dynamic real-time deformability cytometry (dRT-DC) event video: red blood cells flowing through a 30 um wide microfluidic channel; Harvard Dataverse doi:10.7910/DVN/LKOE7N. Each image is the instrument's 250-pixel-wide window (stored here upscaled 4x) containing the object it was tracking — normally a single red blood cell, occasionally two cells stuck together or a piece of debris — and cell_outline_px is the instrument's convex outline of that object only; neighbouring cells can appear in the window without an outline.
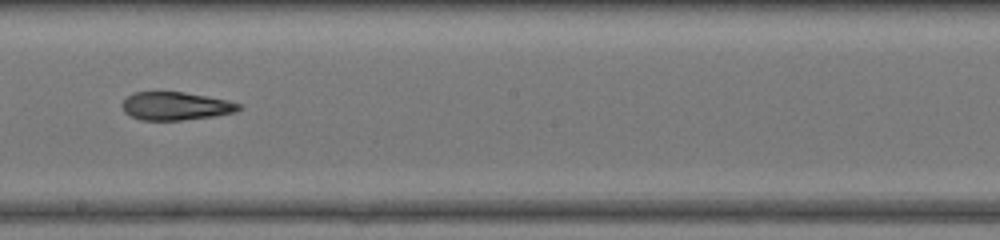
{"species": "common noctule bat (a hibernating species)", "species_latin": "Nyctalus noctula", "temperature_condition": "warm", "stored_images_in_passage": 28, "camera_frame_rate_fps": 3000, "um_per_image_px": 0.085, "animal": {"sex": "female", "body_mass_g": 17.0, "forearm_length_mm": 48.0}, "frame": {"image": 1, "passage_image": 13, "time_ms": 4.0, "image_size_px": [1000, 240], "cell_outline_px": [[240, 108], [236, 112], [212, 116], [180, 120], [140, 120], [124, 112], [120, 104], [132, 92], [184, 92], [228, 100], [240, 104]], "centroid_in_image_um": [14.89, 9.01], "position_along_channel_um": 233.3, "area_um2": 19.02}}
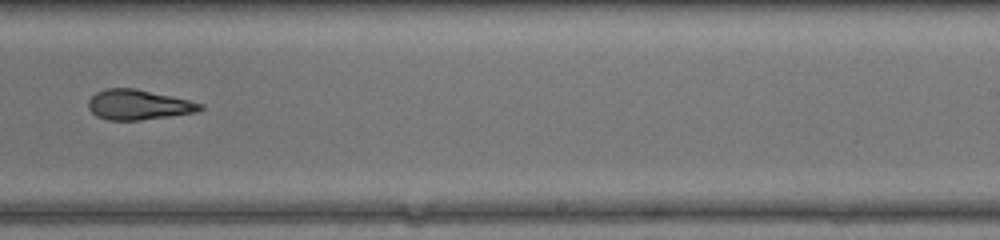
{"frame": {"image": 2, "passage_image": 16, "time_ms": 5.0, "image_size_px": [1000, 240], "cell_outline_px": [[204, 108], [196, 112], [140, 120], [108, 120], [96, 116], [88, 108], [88, 100], [96, 92], [104, 88], [136, 88], [188, 100], [204, 104]], "centroid_in_image_um": [11.73, 8.9], "position_along_channel_um": 277.3, "area_um2": 19.54}, "authors_computed_cell_mechanics": {"area_um2": 19.652, "velocity_mm_per_s": 4.4049, "shape_relaxation_time_tau1_ms": null, "shape_relaxation_time_tau2_ms": 1.6513, "deformation_change_tau1": null, "deformation_change_tau2": 0.0973}}